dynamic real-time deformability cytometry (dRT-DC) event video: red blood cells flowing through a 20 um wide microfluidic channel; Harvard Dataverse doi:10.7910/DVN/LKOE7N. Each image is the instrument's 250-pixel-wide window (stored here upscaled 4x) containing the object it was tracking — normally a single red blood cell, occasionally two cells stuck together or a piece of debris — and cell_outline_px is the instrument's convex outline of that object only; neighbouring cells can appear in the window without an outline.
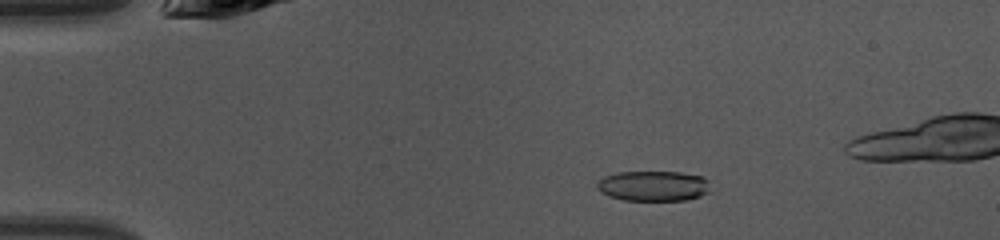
{"species": "common noctule bat (a hibernating species)", "species_latin": "Nyctalus noctula", "temperature_condition": "warm", "stored_images_in_passage": 9, "camera_frame_rate_fps": 3000, "um_per_image_px": 0.085, "animal": {"sex": "female", "body_mass_g": 10.0, "forearm_length_mm": 53.1}, "frame": {"image": 1, "passage_image": 3, "time_ms": 0.667, "image_size_px": [1000, 240], "cell_outline_px": [[704, 192], [696, 196], [684, 200], [624, 200], [612, 196], [604, 192], [596, 184], [600, 180], [608, 176], [620, 172], [676, 172], [700, 176], [704, 180]], "centroid_in_image_um": [55.45, 15.8], "position_along_channel_um": 29.5, "area_um2": 18.79}}